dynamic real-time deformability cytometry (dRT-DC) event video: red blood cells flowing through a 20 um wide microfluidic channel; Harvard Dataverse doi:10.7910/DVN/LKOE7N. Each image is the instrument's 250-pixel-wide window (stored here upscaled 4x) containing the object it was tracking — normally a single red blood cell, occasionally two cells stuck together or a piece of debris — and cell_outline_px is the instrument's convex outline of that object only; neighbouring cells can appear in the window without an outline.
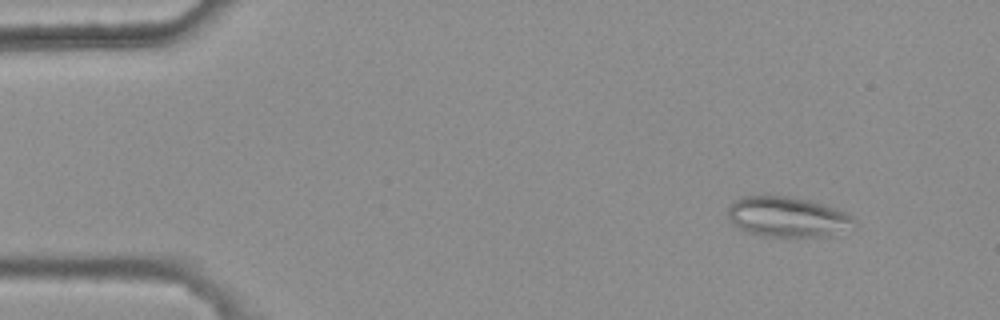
{"species": "common noctule bat (a hibernating species)", "species_latin": "Nyctalus noctula", "temperature_condition": "warm", "stored_images_in_passage": 5, "camera_frame_rate_fps": 3000, "um_per_image_px": 0.085, "animal": {"sex": "female", "body_mass_g": 25.1}, "frame": {"image": 1, "passage_image": 1, "time_ms": 0.0, "image_size_px": [1000, 320], "cell_outline_px": [[852, 220], [832, 236], [764, 236], [748, 232], [732, 224], [728, 220], [728, 208], [732, 200], [740, 196], [788, 196], [812, 200], [836, 208], [852, 216]], "centroid_in_image_um": [66.8, 18.4], "position_along_channel_um": 18.2, "area_um2": 29.19}}